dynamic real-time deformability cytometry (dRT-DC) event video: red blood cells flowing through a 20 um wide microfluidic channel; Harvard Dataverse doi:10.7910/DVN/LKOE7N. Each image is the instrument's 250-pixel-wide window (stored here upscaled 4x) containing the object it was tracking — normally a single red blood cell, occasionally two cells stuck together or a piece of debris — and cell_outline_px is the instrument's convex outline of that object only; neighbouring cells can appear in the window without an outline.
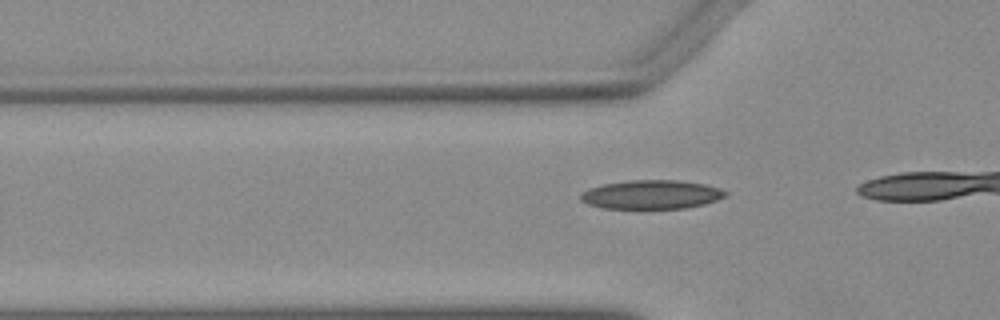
{"species": "Egyptian fruit bat (a non-hibernating species)", "species_latin": "Rousettus aegyptiacus", "temperature_condition": "warm", "stored_images_in_passage": 15, "camera_frame_rate_fps": 3000, "um_per_image_px": 0.085, "animal": {"sex": "female"}, "frame": {"image": 1, "passage_image": 12, "time_ms": 3.667, "image_size_px": [1000, 320], "cell_outline_px": [[728, 196], [704, 204], [684, 208], [600, 208], [588, 204], [580, 200], [580, 196], [584, 192], [592, 188], [604, 184], [628, 180], [676, 180], [704, 184], [720, 188], [728, 192]], "centroid_in_image_um": [55.41, 16.54], "position_along_channel_um": 70.4, "area_um2": 24.22}}